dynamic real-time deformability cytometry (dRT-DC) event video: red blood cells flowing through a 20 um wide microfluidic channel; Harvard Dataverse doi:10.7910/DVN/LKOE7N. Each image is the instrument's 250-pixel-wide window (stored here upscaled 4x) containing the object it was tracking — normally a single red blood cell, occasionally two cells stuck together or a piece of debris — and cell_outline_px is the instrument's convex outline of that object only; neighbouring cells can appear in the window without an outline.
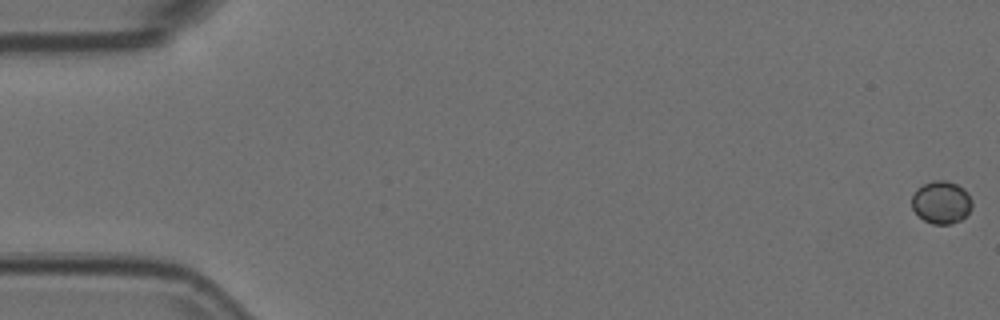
{"species": "Egyptian fruit bat (a non-hibernating species)", "species_latin": "Rousettus aegyptiacus", "temperature_condition": "room temperature", "stored_images_in_passage": 12, "camera_frame_rate_fps": 3000, "um_per_image_px": 0.085, "animal": {"sex": "female"}, "frame": {"image": 1, "passage_image": 1, "time_ms": 0.0, "image_size_px": [1000, 320], "cell_outline_px": [[972, 208], [960, 220], [952, 224], [932, 224], [924, 220], [912, 208], [912, 196], [916, 188], [932, 180], [948, 180], [964, 188], [968, 192], [972, 200]], "centroid_in_image_um": [80.02, 17.18], "position_along_channel_um": 5.0, "area_um2": 15.09}}